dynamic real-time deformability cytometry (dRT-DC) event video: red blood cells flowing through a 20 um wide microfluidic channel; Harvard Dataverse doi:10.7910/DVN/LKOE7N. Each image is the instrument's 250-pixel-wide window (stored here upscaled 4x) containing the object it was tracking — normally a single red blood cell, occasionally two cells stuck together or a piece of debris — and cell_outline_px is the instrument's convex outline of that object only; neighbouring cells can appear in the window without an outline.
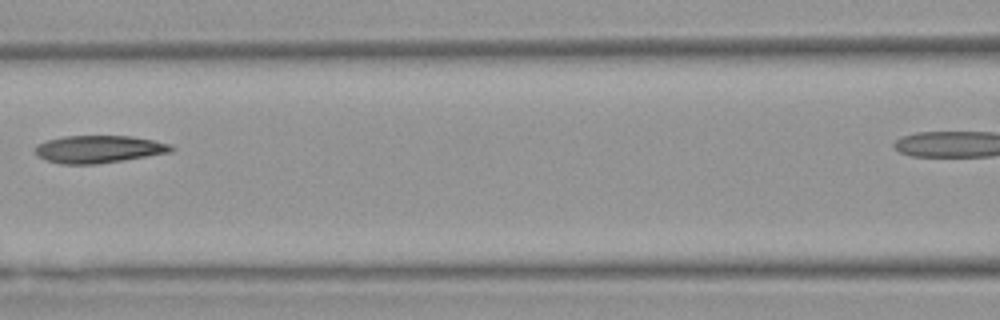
{"species": "Egyptian fruit bat (a non-hibernating species)", "species_latin": "Rousettus aegyptiacus", "temperature_condition": "warm", "stored_images_in_passage": 6, "camera_frame_rate_fps": 3000, "um_per_image_px": 0.085, "animal": {"sex": "female"}, "frame": {"image": 1, "passage_image": 5, "time_ms": 1.333, "image_size_px": [1000, 320], "cell_outline_px": [[176, 148], [172, 152], [124, 160], [96, 164], [60, 164], [44, 160], [36, 156], [36, 144], [48, 140], [64, 136], [132, 136], [152, 140], [168, 144]], "centroid_in_image_um": [8.37, 12.69], "position_along_channel_um": 158.2, "area_um2": 21.85}}